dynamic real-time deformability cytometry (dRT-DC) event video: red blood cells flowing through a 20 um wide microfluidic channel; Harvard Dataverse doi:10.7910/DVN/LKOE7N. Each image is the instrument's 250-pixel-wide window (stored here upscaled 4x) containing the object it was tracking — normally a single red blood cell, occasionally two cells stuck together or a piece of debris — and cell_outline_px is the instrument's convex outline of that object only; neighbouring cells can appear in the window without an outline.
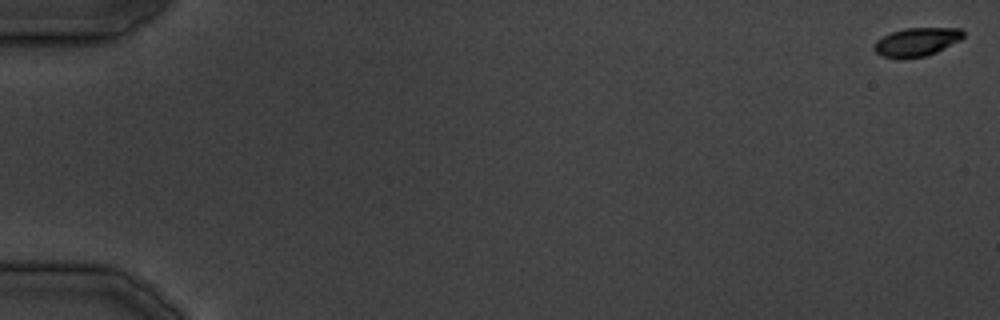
{"species": "common noctule bat (a hibernating species)", "species_latin": "Nyctalus noctula", "temperature_condition": "cold", "stored_images_in_passage": 12, "camera_frame_rate_fps": 3000, "um_per_image_px": 0.085, "animal": {"sex": "male", "body_mass_g": 19.5, "forearm_length_mm": 54.6}, "frame": {"image": 1, "passage_image": 1, "time_ms": 0.0, "image_size_px": [1000, 320], "cell_outline_px": [[964, 36], [960, 40], [936, 52], [924, 56], [904, 60], [900, 60], [880, 56], [872, 48], [876, 40], [892, 32], [904, 28], [960, 28], [964, 32]], "centroid_in_image_um": [77.87, 3.59], "position_along_channel_um": 7.1, "area_um2": 15.03}}